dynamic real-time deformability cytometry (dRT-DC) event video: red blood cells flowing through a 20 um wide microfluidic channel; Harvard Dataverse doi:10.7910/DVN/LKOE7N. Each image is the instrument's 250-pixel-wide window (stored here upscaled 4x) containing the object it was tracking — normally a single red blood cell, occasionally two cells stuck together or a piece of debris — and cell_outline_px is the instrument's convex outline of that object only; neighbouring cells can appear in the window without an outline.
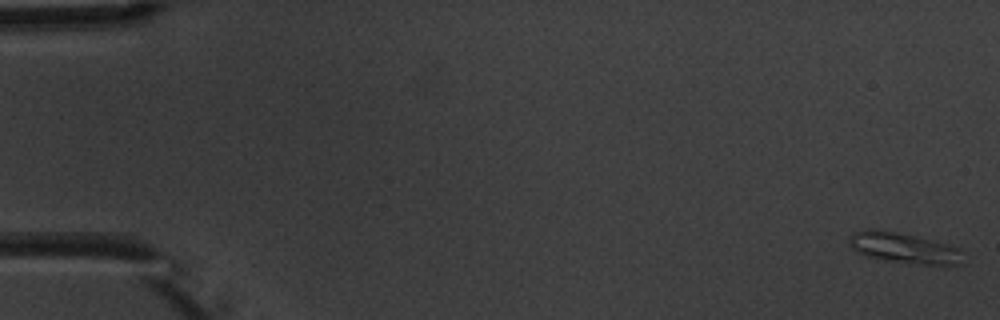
{"species": "common noctule bat (a hibernating species)", "species_latin": "Nyctalus noctula", "temperature_condition": "warm", "stored_images_in_passage": 5, "camera_frame_rate_fps": 3000, "um_per_image_px": 0.085, "animal": {"sex": "male", "body_mass_g": 20.1, "forearm_length_mm": 53.5}, "frame": {"image": 1, "passage_image": 1, "time_ms": 0.0, "image_size_px": [1000, 320], "cell_outline_px": [[964, 264], [920, 264], [884, 260], [868, 256], [856, 252], [848, 244], [848, 236], [852, 232], [868, 228], [872, 228], [896, 232], [932, 240], [960, 248]], "centroid_in_image_um": [76.76, 21.06], "position_along_channel_um": 8.2, "area_um2": 20.29}}
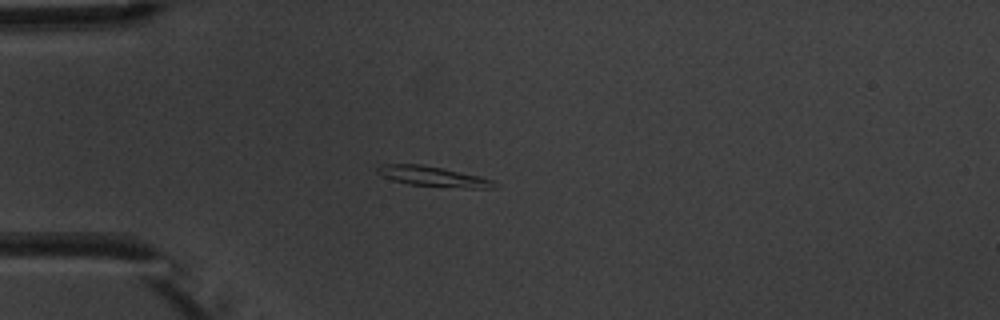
{"frame": {"image": 2, "passage_image": 5, "time_ms": 4.667, "image_size_px": [1000, 320], "cell_outline_px": [[496, 188], [472, 188], [408, 184], [392, 180], [376, 172], [376, 168], [380, 164], [420, 164], [480, 176], [492, 180], [496, 184]], "centroid_in_image_um": [36.77, 14.99], "position_along_channel_um": 48.2, "area_um2": 13.41}}